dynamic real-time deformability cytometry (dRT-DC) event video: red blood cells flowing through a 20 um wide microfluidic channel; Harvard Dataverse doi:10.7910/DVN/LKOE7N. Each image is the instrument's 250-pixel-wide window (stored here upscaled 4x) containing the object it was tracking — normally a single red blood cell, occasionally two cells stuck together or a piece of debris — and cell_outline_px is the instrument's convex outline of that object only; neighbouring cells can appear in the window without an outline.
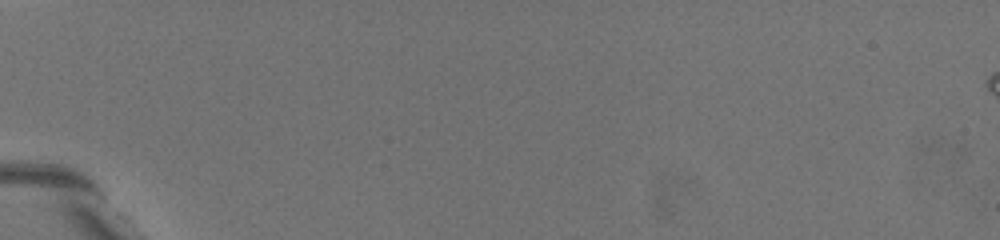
{"species": "common noctule bat (a hibernating species)", "species_latin": "Nyctalus noctula", "temperature_condition": "warm", "stored_images_in_passage": 2, "camera_frame_rate_fps": 3000, "um_per_image_px": 0.085, "animal": {"sex": "female", "body_mass_g": 19.5, "forearm_length_mm": 54.1}, "frame": {"image": 1, "passage_image": 1, "time_ms": 0.0, "image_size_px": [1000, 240], "cell_outline_px": [[180, 212], [168, 208], [120, 168], [100, 140], [112, 140], [132, 144], [144, 156], [172, 192]], "centroid_in_image_um": [11.96, 14.55], "position_along_channel_um": 73.0, "area_um2": 13.12}}